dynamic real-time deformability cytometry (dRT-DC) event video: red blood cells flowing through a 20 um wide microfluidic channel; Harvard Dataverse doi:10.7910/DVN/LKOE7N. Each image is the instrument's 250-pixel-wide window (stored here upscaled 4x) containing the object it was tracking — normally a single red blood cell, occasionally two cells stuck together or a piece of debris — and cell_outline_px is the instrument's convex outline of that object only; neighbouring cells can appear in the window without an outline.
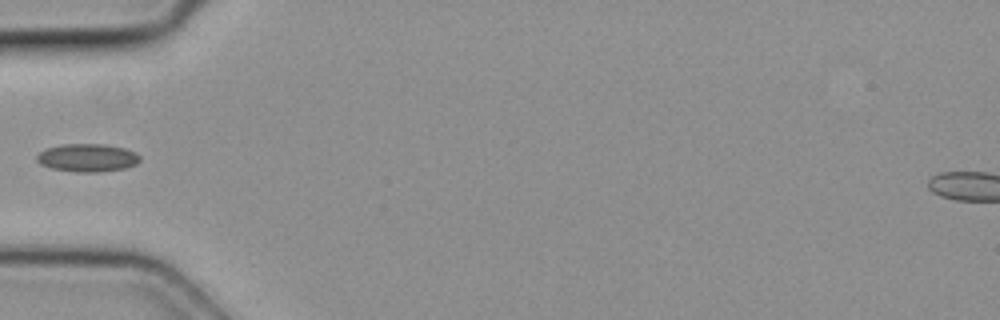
{"species": "common noctule bat (a hibernating species)", "species_latin": "Nyctalus noctula", "temperature_condition": "cold", "stored_images_in_passage": 3, "camera_frame_rate_fps": 3000, "um_per_image_px": 0.085, "animal": {"sex": "female", "body_mass_g": 19.3, "forearm_length_mm": 54.1}, "frame": {"image": 1, "passage_image": 2, "time_ms": 0.333, "image_size_px": [1000, 320], "cell_outline_px": [[140, 160], [136, 164], [124, 168], [96, 172], [76, 172], [52, 168], [40, 164], [36, 160], [36, 156], [40, 152], [48, 148], [64, 144], [104, 144], [124, 148], [136, 152], [140, 156]], "centroid_in_image_um": [7.44, 13.41], "position_along_channel_um": 77.6, "area_um2": 16.7}}
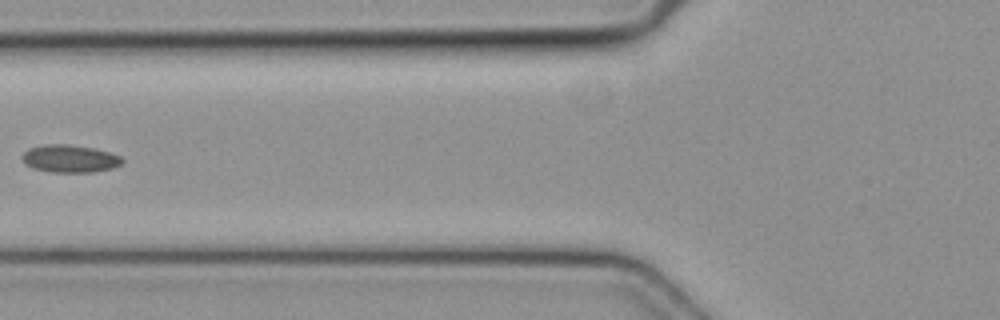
{"frame": {"image": 2, "passage_image": 3, "time_ms": 0.667, "image_size_px": [1000, 320], "cell_outline_px": [[124, 160], [120, 164], [112, 168], [96, 172], [48, 172], [32, 168], [24, 160], [24, 152], [28, 148], [44, 144], [68, 144], [92, 148], [108, 152], [120, 156]], "centroid_in_image_um": [5.94, 13.49], "position_along_channel_um": 119.9, "area_um2": 15.95}}